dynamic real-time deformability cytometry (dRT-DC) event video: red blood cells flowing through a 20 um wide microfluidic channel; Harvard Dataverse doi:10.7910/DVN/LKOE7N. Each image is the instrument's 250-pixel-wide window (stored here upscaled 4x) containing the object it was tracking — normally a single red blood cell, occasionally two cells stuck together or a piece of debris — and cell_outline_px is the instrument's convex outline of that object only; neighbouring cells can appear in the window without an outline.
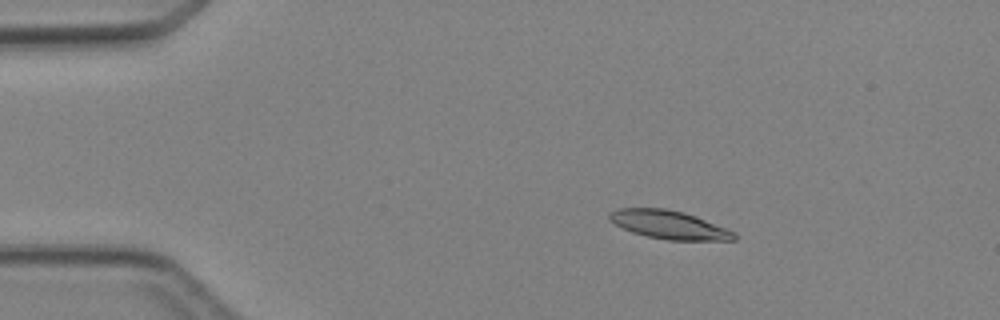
{"species": "Egyptian fruit bat (a non-hibernating species)", "species_latin": "Rousettus aegyptiacus", "temperature_condition": "cold", "stored_images_in_passage": 3, "camera_frame_rate_fps": 3000, "um_per_image_px": 0.085, "animal": {"sex": "female"}, "frame": {"image": 1, "passage_image": 2, "time_ms": 1.0, "image_size_px": [1000, 320], "cell_outline_px": [[736, 240], [668, 240], [648, 236], [632, 232], [608, 220], [608, 216], [612, 212], [620, 208], [664, 208], [684, 212], [696, 216], [728, 228], [736, 232]], "centroid_in_image_um": [56.92, 19.1], "position_along_channel_um": 28.1, "area_um2": 20.58}}